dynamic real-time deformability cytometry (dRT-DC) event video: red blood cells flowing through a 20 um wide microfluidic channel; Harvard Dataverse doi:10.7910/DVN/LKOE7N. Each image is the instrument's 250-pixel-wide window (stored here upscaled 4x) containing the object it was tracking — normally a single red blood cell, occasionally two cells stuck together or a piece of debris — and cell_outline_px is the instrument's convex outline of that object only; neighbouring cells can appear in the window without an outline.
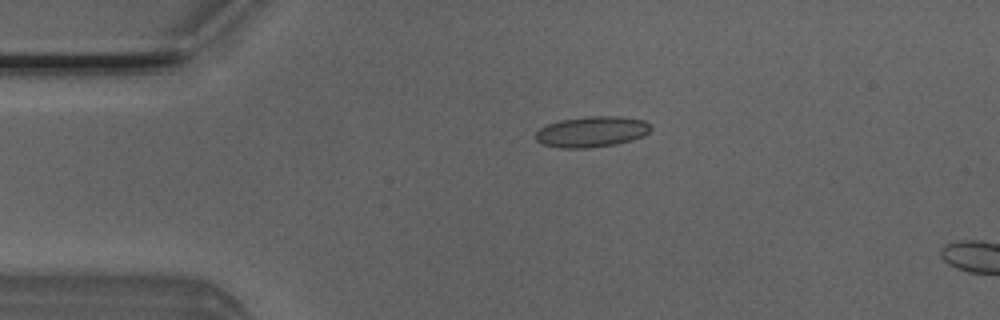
{"species": "Egyptian fruit bat (a non-hibernating species)", "species_latin": "Rousettus aegyptiacus", "temperature_condition": "room temperature", "stored_images_in_passage": 4, "camera_frame_rate_fps": 3000, "um_per_image_px": 0.085, "animal": {"sex": "male"}, "frame": {"image": 1, "passage_image": 1, "time_ms": 0.0, "image_size_px": [1000, 320], "cell_outline_px": [[652, 128], [644, 136], [632, 140], [616, 144], [584, 148], [560, 148], [544, 144], [536, 140], [536, 132], [540, 128], [548, 124], [560, 120], [588, 116], [620, 116], [644, 120]], "centroid_in_image_um": [50.31, 11.19], "position_along_channel_um": 34.7, "area_um2": 20.58}}